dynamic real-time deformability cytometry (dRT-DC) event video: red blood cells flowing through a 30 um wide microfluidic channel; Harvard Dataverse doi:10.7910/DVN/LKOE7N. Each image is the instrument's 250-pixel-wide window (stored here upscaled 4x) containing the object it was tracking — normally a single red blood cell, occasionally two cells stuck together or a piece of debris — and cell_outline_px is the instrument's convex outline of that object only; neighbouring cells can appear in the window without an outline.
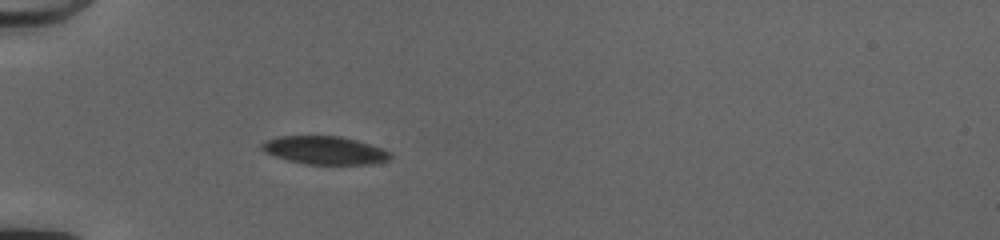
{"species": "common noctule bat (a hibernating species)", "species_latin": "Nyctalus noctula", "temperature_condition": "cold", "stored_images_in_passage": 36, "camera_frame_rate_fps": 3000, "um_per_image_px": 0.085, "animal": {"sex": "female", "body_mass_g": 20.0, "forearm_length_mm": 54.0}, "frame": {"image": 1, "passage_image": 1, "time_ms": 0.0, "image_size_px": [1000, 240], "cell_outline_px": [[392, 156], [388, 160], [372, 164], [304, 164], [288, 160], [264, 152], [260, 148], [260, 144], [268, 140], [280, 136], [340, 136], [356, 140], [392, 152]], "centroid_in_image_um": [27.6, 12.78], "position_along_channel_um": 57.4, "area_um2": 20.92}}
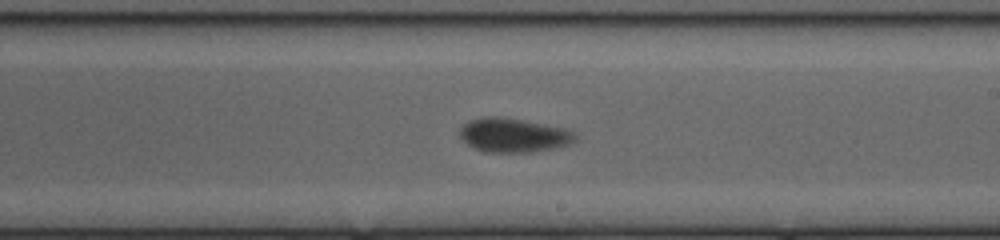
{"frame": {"image": 2, "passage_image": 16, "time_ms": 5.0, "image_size_px": [1000, 240], "cell_outline_px": [[576, 140], [568, 144], [552, 148], [528, 152], [484, 152], [468, 144], [460, 136], [460, 128], [464, 124], [472, 120], [484, 116], [496, 116], [520, 120], [564, 128], [572, 132], [576, 136]], "centroid_in_image_um": [43.62, 11.49], "position_along_channel_um": 245.4, "area_um2": 22.37}}
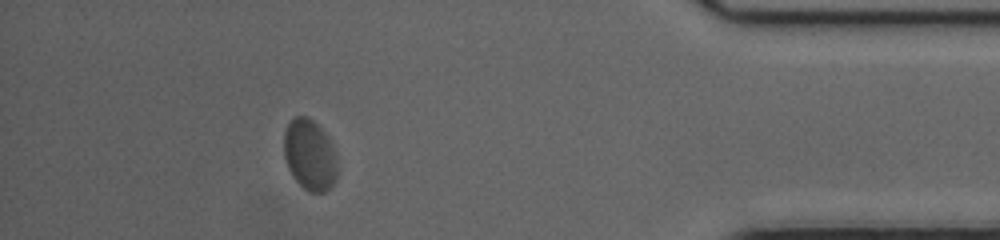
{"frame": {"image": 3, "passage_image": 31, "time_ms": 10.0, "image_size_px": [1000, 240], "cell_outline_px": [[336, 180], [324, 192], [308, 192], [292, 176], [288, 168], [284, 156], [284, 132], [288, 124], [296, 116], [308, 116], [328, 136], [336, 160]], "centroid_in_image_um": [26.3, 13.17], "position_along_channel_um": 408.9, "area_um2": 21.79}, "authors_computed_cell_mechanics": {"area_um2": 22.8888, "velocity_mm_per_s": 4.0408, "shape_relaxation_time_tau1_ms": 3.3414, "shape_relaxation_time_tau2_ms": 0.6227, "deformation_change_tau1": 0.0985, "deformation_change_tau2": 0.0477}}